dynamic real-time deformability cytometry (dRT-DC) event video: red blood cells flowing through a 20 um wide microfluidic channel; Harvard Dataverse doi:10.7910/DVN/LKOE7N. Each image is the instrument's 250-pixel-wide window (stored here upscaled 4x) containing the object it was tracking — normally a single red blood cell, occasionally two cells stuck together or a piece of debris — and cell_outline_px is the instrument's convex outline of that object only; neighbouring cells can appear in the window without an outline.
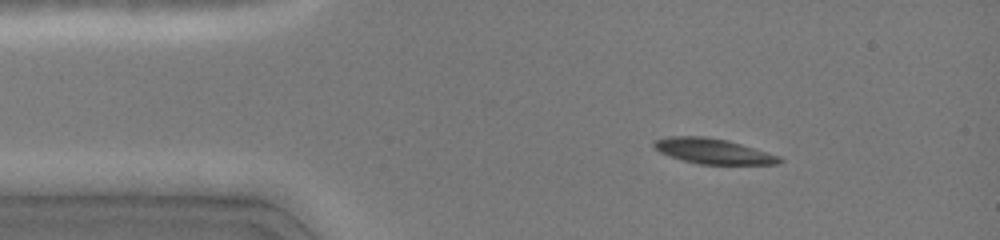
{"species": "common noctule bat (a hibernating species)", "species_latin": "Nyctalus noctula", "temperature_condition": "cold", "stored_images_in_passage": 22, "camera_frame_rate_fps": 3000, "um_per_image_px": 0.085, "animal": {"sex": "female", "body_mass_g": 19.0, "forearm_length_mm": 51.5}, "frame": {"image": 1, "passage_image": 12, "time_ms": 2.0, "image_size_px": [1000, 240], "cell_outline_px": [[784, 160], [780, 164], [700, 164], [684, 160], [660, 152], [652, 144], [656, 140], [668, 136], [704, 136], [728, 140], [780, 156]], "centroid_in_image_um": [60.65, 12.84], "position_along_channel_um": 24.3, "area_um2": 18.26}}